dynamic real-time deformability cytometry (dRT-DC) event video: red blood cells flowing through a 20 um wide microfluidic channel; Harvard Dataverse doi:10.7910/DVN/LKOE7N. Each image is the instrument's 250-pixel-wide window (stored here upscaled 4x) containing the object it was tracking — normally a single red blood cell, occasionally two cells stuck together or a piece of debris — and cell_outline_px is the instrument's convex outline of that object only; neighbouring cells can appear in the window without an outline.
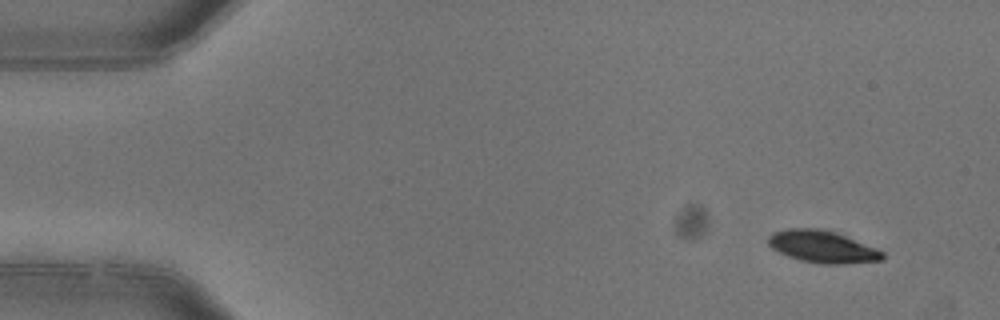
{"species": "common noctule bat (a hibernating species)", "species_latin": "Nyctalus noctula", "temperature_condition": "warm", "stored_images_in_passage": 3, "camera_frame_rate_fps": 3000, "um_per_image_px": 0.085, "animal": {"sex": "female"}, "frame": {"image": 1, "passage_image": 1, "time_ms": 0.0, "image_size_px": [1000, 320], "cell_outline_px": [[884, 260], [844, 264], [820, 264], [800, 260], [788, 256], [772, 248], [768, 244], [768, 236], [772, 232], [788, 228], [820, 228], [836, 232], [876, 248], [884, 252]], "centroid_in_image_um": [69.9, 20.97], "position_along_channel_um": 15.1, "area_um2": 21.5}}
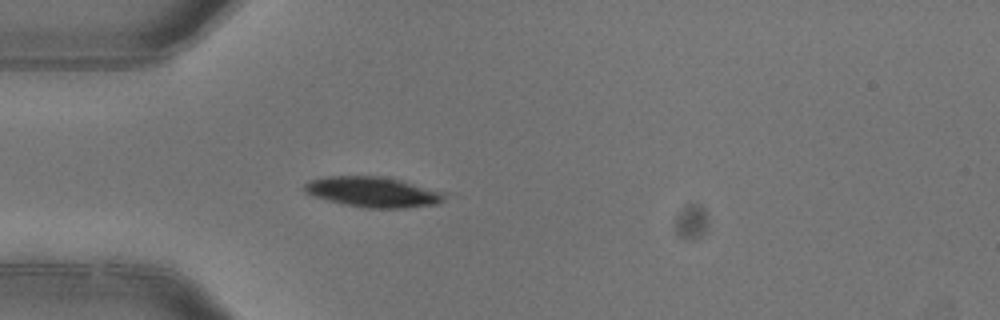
{"frame": {"image": 2, "passage_image": 3, "time_ms": 0.667, "image_size_px": [1000, 320], "cell_outline_px": [[444, 200], [436, 204], [404, 208], [364, 208], [344, 204], [328, 200], [304, 192], [304, 184], [308, 180], [328, 176], [380, 176], [400, 180], [444, 192]], "centroid_in_image_um": [31.68, 16.32], "position_along_channel_um": 53.3, "area_um2": 24.57}}